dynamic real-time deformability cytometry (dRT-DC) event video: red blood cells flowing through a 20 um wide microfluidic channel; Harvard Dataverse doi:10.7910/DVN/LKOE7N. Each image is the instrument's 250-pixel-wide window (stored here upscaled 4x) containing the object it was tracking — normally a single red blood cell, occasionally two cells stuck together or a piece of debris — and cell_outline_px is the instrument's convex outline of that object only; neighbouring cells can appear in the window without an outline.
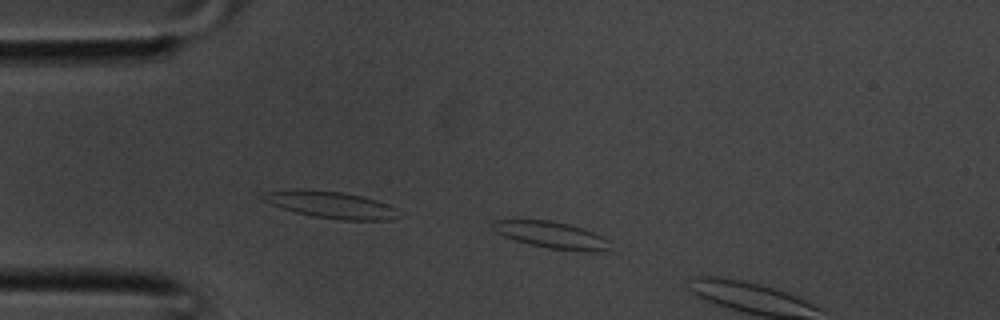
{"species": "common noctule bat (a hibernating species)", "species_latin": "Nyctalus noctula", "temperature_condition": "room temperature", "stored_images_in_passage": 4, "segment_of_instrument_passage": [1, 2], "camera_frame_rate_fps": 3000, "um_per_image_px": 0.085, "animal": {"sex": "male", "body_mass_g": 20.1, "forearm_length_mm": 53.5}, "frame": {"image": 1, "passage_image": 2, "time_ms": 0.333, "image_size_px": [1000, 320], "cell_outline_px": [[608, 248], [592, 252], [588, 252], [548, 248], [516, 240], [504, 236], [496, 232], [488, 224], [492, 220], [552, 220], [584, 228], [608, 240]], "centroid_in_image_um": [46.81, 19.95], "position_along_channel_um": 38.2, "area_um2": 18.03}}